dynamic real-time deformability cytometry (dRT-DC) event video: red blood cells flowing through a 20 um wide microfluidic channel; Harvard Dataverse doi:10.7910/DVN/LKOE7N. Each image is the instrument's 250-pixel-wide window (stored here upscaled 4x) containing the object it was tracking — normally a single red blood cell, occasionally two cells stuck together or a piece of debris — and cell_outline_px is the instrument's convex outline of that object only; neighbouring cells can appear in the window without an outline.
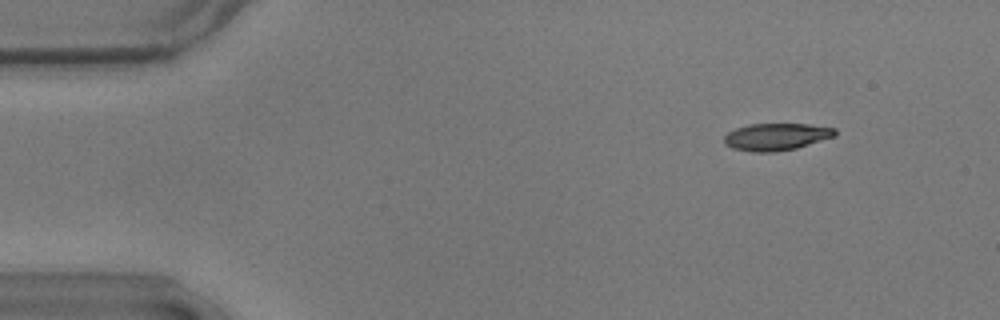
{"species": "common noctule bat (a hibernating species)", "species_latin": "Nyctalus noctula", "temperature_condition": "warm", "stored_images_in_passage": 11, "camera_frame_rate_fps": 3000, "um_per_image_px": 0.085, "animal": {"sex": "male", "body_mass_g": 17.9}, "frame": {"image": 1, "passage_image": 2, "time_ms": 0.333, "image_size_px": [1000, 320], "cell_outline_px": [[836, 136], [796, 148], [776, 152], [752, 152], [732, 148], [724, 144], [724, 136], [728, 132], [736, 128], [748, 124], [808, 124], [836, 128]], "centroid_in_image_um": [65.97, 11.63], "position_along_channel_um": 19.0, "area_um2": 17.63}}